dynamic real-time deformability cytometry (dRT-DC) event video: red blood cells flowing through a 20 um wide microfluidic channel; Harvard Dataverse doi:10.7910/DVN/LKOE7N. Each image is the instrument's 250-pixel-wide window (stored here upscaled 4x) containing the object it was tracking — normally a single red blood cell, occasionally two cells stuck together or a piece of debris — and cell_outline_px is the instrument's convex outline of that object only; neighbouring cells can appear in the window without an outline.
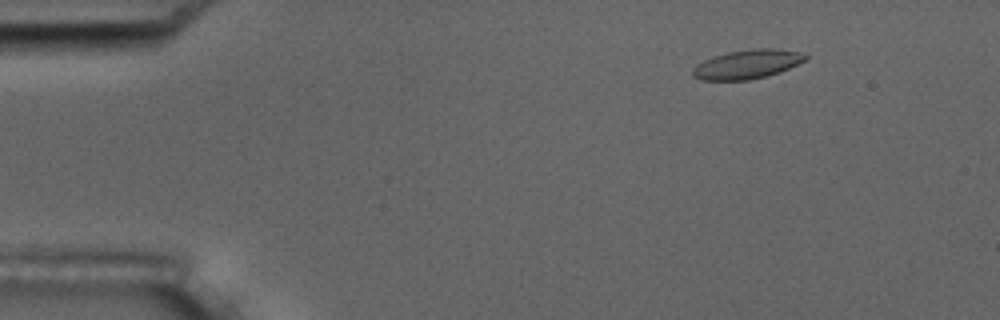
{"species": "common noctule bat (a hibernating species)", "species_latin": "Nyctalus noctula", "temperature_condition": "room temperature", "stored_images_in_passage": 9, "camera_frame_rate_fps": 3000, "um_per_image_px": 0.085, "animal": {"sex": "male", "body_mass_g": 17.5, "forearm_length_mm": 52.3}, "frame": {"image": 1, "passage_image": 1, "time_ms": 0.0, "image_size_px": [1000, 320], "cell_outline_px": [[808, 56], [804, 60], [780, 72], [768, 76], [748, 80], [700, 80], [692, 76], [692, 68], [696, 64], [712, 56], [728, 52], [752, 48], [776, 48], [796, 52]], "centroid_in_image_um": [63.44, 5.46], "position_along_channel_um": 21.6, "area_um2": 19.07}}
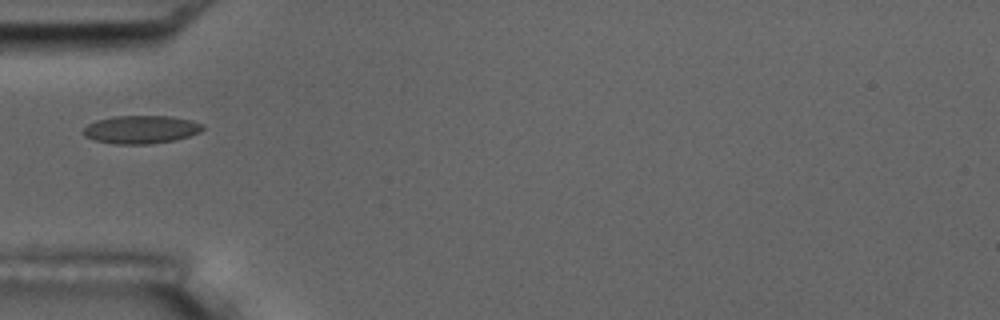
{"frame": {"image": 2, "passage_image": 4, "time_ms": 3.667, "image_size_px": [1000, 320], "cell_outline_px": [[204, 128], [200, 132], [176, 140], [148, 144], [112, 144], [96, 140], [84, 136], [84, 128], [88, 124], [96, 120], [112, 116], [172, 116], [192, 120], [204, 124]], "centroid_in_image_um": [12.01, 11.0], "position_along_channel_um": 73.0, "area_um2": 19.65}}
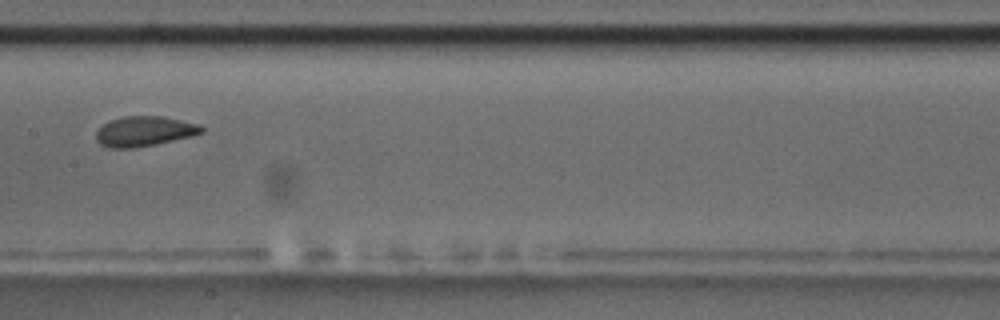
{"frame": {"image": 3, "passage_image": 7, "time_ms": 7.0, "image_size_px": [1000, 320], "cell_outline_px": [[204, 132], [192, 136], [156, 144], [132, 148], [108, 148], [100, 144], [96, 140], [96, 132], [108, 120], [124, 116], [164, 116], [200, 124], [204, 128]], "centroid_in_image_um": [12.28, 11.15], "position_along_channel_um": 195.1, "area_um2": 18.61}}